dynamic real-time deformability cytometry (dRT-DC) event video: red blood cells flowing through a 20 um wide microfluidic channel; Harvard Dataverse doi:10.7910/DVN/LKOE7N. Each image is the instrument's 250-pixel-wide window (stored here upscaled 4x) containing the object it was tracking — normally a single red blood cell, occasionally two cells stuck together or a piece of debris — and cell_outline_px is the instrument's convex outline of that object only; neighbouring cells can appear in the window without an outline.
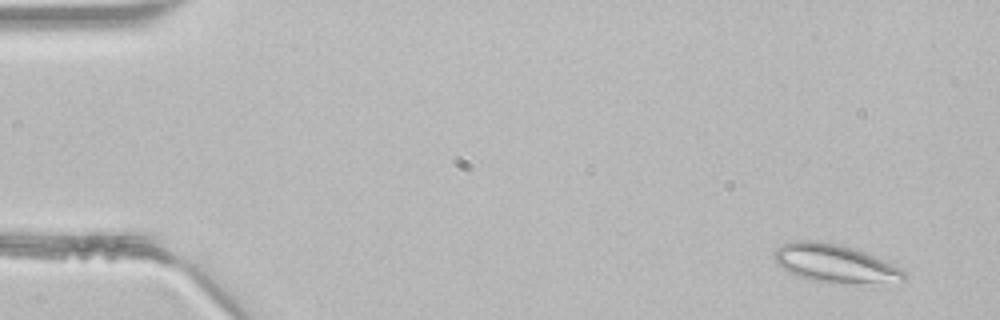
{"species": "common noctule bat (a hibernating species)", "species_latin": "Nyctalus noctula", "temperature_condition": "room temperature", "stored_images_in_passage": 46, "segment_of_instrument_passage": [1, 2], "camera_frame_rate_fps": 3000, "um_per_image_px": 0.085, "animal": {"sex": "male", "body_mass_g": 21.5, "forearm_length_mm": 52.0}, "frame": {"image": 1, "passage_image": 3, "time_ms": 0.667, "image_size_px": [1000, 320], "cell_outline_px": [[908, 276], [904, 280], [808, 280], [796, 276], [788, 272], [776, 264], [772, 252], [780, 244], [792, 240], [820, 240], [840, 244], [864, 252], [884, 260], [908, 272]], "centroid_in_image_um": [70.82, 22.3], "position_along_channel_um": 14.2, "area_um2": 27.92}}
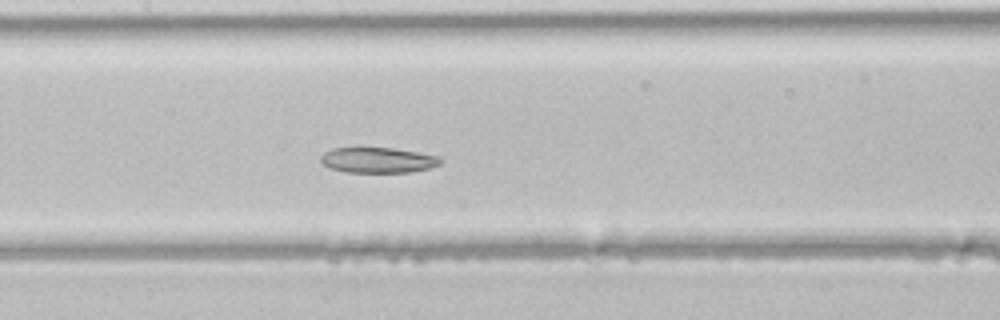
{"frame": {"image": 2, "passage_image": 22, "time_ms": 7.0, "image_size_px": [1000, 320], "cell_outline_px": [[444, 160], [440, 164], [428, 168], [412, 172], [344, 172], [328, 168], [320, 160], [320, 156], [324, 152], [332, 148], [392, 148], [440, 156]], "centroid_in_image_um": [32.11, 13.61], "position_along_channel_um": 175.3, "area_um2": 17.8}}
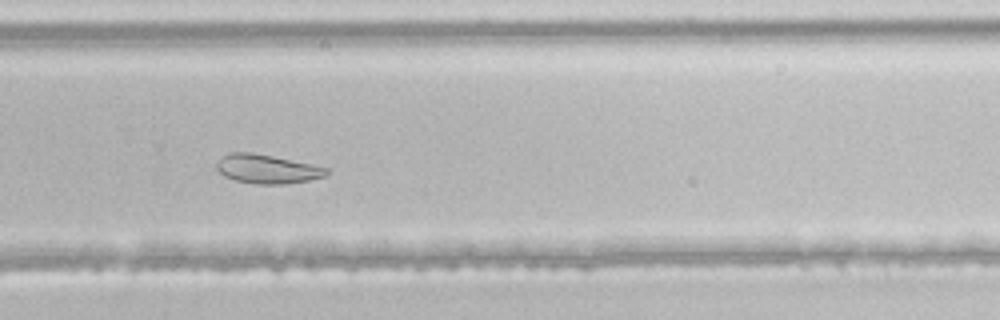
{"frame": {"image": 3, "passage_image": 31, "time_ms": 10.0, "image_size_px": [1000, 320], "cell_outline_px": [[328, 172], [324, 176], [308, 180], [284, 184], [256, 184], [236, 180], [224, 176], [216, 168], [216, 164], [228, 152], [252, 152], [312, 164], [328, 168]], "centroid_in_image_um": [22.69, 14.36], "position_along_channel_um": 307.1, "area_um2": 18.32}}